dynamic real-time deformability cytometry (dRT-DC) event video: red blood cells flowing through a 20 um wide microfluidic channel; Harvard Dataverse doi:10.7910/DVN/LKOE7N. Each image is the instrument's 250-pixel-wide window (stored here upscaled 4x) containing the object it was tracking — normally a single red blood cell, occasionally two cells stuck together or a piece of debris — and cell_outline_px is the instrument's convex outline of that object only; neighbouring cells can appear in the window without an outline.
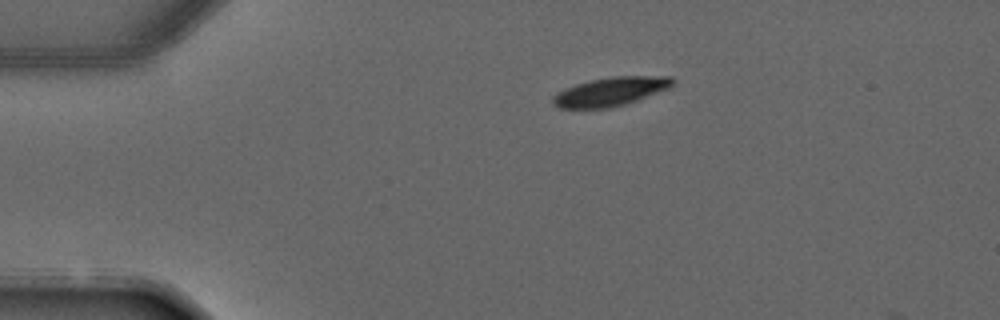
{"species": "common noctule bat (a hibernating species)", "species_latin": "Nyctalus noctula", "temperature_condition": "warm", "stored_images_in_passage": 2, "camera_frame_rate_fps": 3000, "um_per_image_px": 0.085, "animal": {"sex": "male", "forearm_length_mm": 52.5}, "frame": {"image": 1, "passage_image": 1, "time_ms": 0.0, "image_size_px": [1000, 320], "cell_outline_px": [[676, 80], [668, 88], [636, 100], [624, 104], [608, 108], [560, 108], [552, 104], [552, 96], [556, 92], [564, 88], [588, 80], [612, 76], [672, 76]], "centroid_in_image_um": [51.85, 7.77], "position_along_channel_um": 33.2, "area_um2": 20.06}}